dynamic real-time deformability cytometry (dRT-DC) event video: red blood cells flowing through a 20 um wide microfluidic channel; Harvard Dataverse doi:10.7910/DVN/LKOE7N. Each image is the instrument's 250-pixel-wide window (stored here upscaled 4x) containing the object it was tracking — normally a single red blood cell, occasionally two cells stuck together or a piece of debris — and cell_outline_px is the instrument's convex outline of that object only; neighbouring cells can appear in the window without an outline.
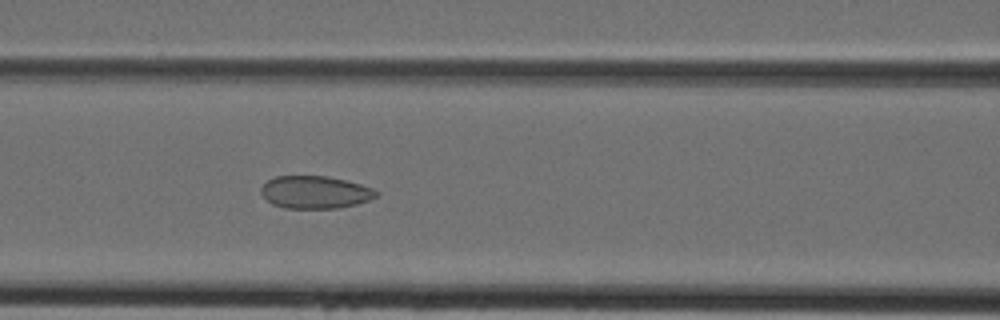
{"species": "Egyptian fruit bat (a non-hibernating species)", "species_latin": "Rousettus aegyptiacus", "temperature_condition": "cold", "stored_images_in_passage": 38, "camera_frame_rate_fps": 3000, "um_per_image_px": 0.085, "animal": {"sex": "female"}, "frame": {"image": 1, "passage_image": 13, "time_ms": 4.0, "image_size_px": [1000, 320], "cell_outline_px": [[380, 192], [376, 196], [368, 200], [356, 204], [336, 208], [284, 208], [272, 204], [260, 192], [260, 188], [268, 180], [276, 176], [328, 176], [360, 184], [372, 188]], "centroid_in_image_um": [26.77, 16.33], "position_along_channel_um": 139.8, "area_um2": 21.73}}
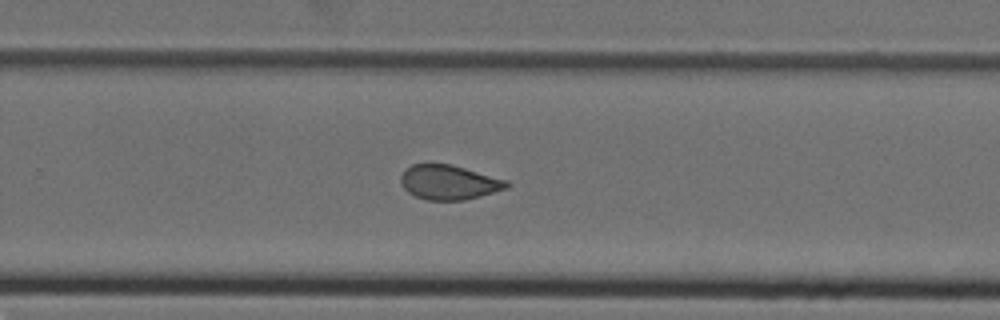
{"frame": {"image": 2, "passage_image": 23, "time_ms": 7.333, "image_size_px": [1000, 320], "cell_outline_px": [[512, 184], [508, 188], [480, 196], [464, 200], [428, 200], [416, 196], [408, 192], [400, 184], [400, 176], [412, 164], [452, 164], [508, 180]], "centroid_in_image_um": [38.19, 15.5], "position_along_channel_um": 291.6, "area_um2": 21.39}}
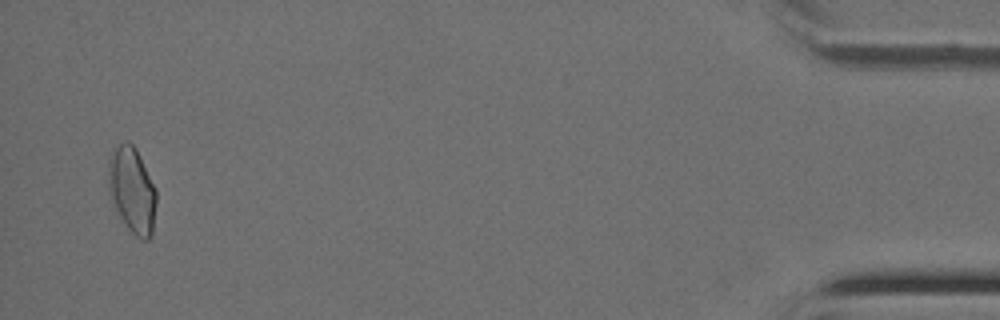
{"frame": {"image": 3, "passage_image": 37, "time_ms": 12.0, "image_size_px": [1000, 320], "cell_outline_px": [[156, 204], [152, 236], [148, 240], [140, 240], [128, 228], [116, 212], [108, 192], [108, 160], [112, 152], [124, 140], [128, 140], [136, 148], [156, 188]], "centroid_in_image_um": [11.22, 16.17], "position_along_channel_um": 424.0, "area_um2": 24.33}}